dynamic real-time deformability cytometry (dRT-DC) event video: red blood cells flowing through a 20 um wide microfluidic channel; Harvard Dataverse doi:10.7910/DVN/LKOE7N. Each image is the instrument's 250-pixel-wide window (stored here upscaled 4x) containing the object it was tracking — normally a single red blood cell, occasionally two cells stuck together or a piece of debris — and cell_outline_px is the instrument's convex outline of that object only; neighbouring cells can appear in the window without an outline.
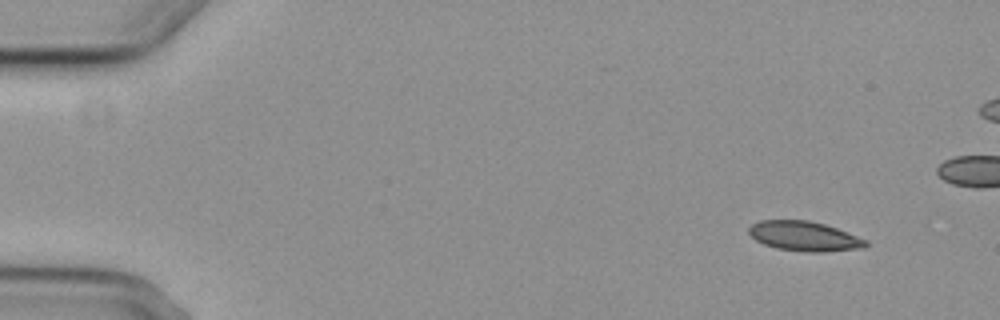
{"species": "common noctule bat (a hibernating species)", "species_latin": "Nyctalus noctula", "temperature_condition": "cold", "stored_images_in_passage": 5, "camera_frame_rate_fps": 3000, "um_per_image_px": 0.085, "animal": {"sex": "female", "body_mass_g": 29.2, "forearm_length_mm": 56.3}, "frame": {"image": 1, "passage_image": 1, "time_ms": 0.0, "image_size_px": [1000, 320], "cell_outline_px": [[868, 244], [864, 248], [824, 252], [808, 252], [776, 248], [764, 244], [756, 240], [748, 232], [748, 228], [752, 224], [760, 220], [808, 220], [824, 224], [836, 228], [868, 240]], "centroid_in_image_um": [68.37, 20.08], "position_along_channel_um": 16.6, "area_um2": 20.23}}